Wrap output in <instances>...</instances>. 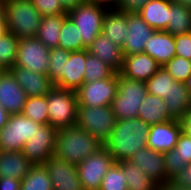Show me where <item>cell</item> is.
Returning a JSON list of instances; mask_svg holds the SVG:
<instances>
[{"mask_svg":"<svg viewBox=\"0 0 191 190\" xmlns=\"http://www.w3.org/2000/svg\"><path fill=\"white\" fill-rule=\"evenodd\" d=\"M67 14L43 16L37 38L49 49L59 45L60 30Z\"/></svg>","mask_w":191,"mask_h":190,"instance_id":"f1b7e54d","label":"cell"},{"mask_svg":"<svg viewBox=\"0 0 191 190\" xmlns=\"http://www.w3.org/2000/svg\"><path fill=\"white\" fill-rule=\"evenodd\" d=\"M173 3L181 4L187 6L189 9H191V0H171Z\"/></svg>","mask_w":191,"mask_h":190,"instance_id":"f5cc1de1","label":"cell"},{"mask_svg":"<svg viewBox=\"0 0 191 190\" xmlns=\"http://www.w3.org/2000/svg\"><path fill=\"white\" fill-rule=\"evenodd\" d=\"M49 51L37 37L19 39L14 65L48 75Z\"/></svg>","mask_w":191,"mask_h":190,"instance_id":"8fae6325","label":"cell"},{"mask_svg":"<svg viewBox=\"0 0 191 190\" xmlns=\"http://www.w3.org/2000/svg\"><path fill=\"white\" fill-rule=\"evenodd\" d=\"M115 163L104 146L80 162L76 167L84 190H99L105 174Z\"/></svg>","mask_w":191,"mask_h":190,"instance_id":"9c48e42d","label":"cell"},{"mask_svg":"<svg viewBox=\"0 0 191 190\" xmlns=\"http://www.w3.org/2000/svg\"><path fill=\"white\" fill-rule=\"evenodd\" d=\"M166 32L174 36L191 32V9L185 5L171 2Z\"/></svg>","mask_w":191,"mask_h":190,"instance_id":"f546056e","label":"cell"},{"mask_svg":"<svg viewBox=\"0 0 191 190\" xmlns=\"http://www.w3.org/2000/svg\"><path fill=\"white\" fill-rule=\"evenodd\" d=\"M146 95L145 82L131 80L118 73V90L111 103L117 120L138 118L139 108Z\"/></svg>","mask_w":191,"mask_h":190,"instance_id":"277c9868","label":"cell"},{"mask_svg":"<svg viewBox=\"0 0 191 190\" xmlns=\"http://www.w3.org/2000/svg\"><path fill=\"white\" fill-rule=\"evenodd\" d=\"M6 0H0V20H5Z\"/></svg>","mask_w":191,"mask_h":190,"instance_id":"816d5d0a","label":"cell"},{"mask_svg":"<svg viewBox=\"0 0 191 190\" xmlns=\"http://www.w3.org/2000/svg\"><path fill=\"white\" fill-rule=\"evenodd\" d=\"M19 38L9 31L0 36V68L9 70L17 58Z\"/></svg>","mask_w":191,"mask_h":190,"instance_id":"e575fe53","label":"cell"},{"mask_svg":"<svg viewBox=\"0 0 191 190\" xmlns=\"http://www.w3.org/2000/svg\"><path fill=\"white\" fill-rule=\"evenodd\" d=\"M138 118L144 120L149 125L173 120L167 111L164 100L153 94H147L145 96L139 108Z\"/></svg>","mask_w":191,"mask_h":190,"instance_id":"83f0119b","label":"cell"},{"mask_svg":"<svg viewBox=\"0 0 191 190\" xmlns=\"http://www.w3.org/2000/svg\"><path fill=\"white\" fill-rule=\"evenodd\" d=\"M21 180L16 178L0 177V190H20Z\"/></svg>","mask_w":191,"mask_h":190,"instance_id":"f6af8a7d","label":"cell"},{"mask_svg":"<svg viewBox=\"0 0 191 190\" xmlns=\"http://www.w3.org/2000/svg\"><path fill=\"white\" fill-rule=\"evenodd\" d=\"M124 171L128 190H157L159 186L129 160L118 162Z\"/></svg>","mask_w":191,"mask_h":190,"instance_id":"4dcf8cb0","label":"cell"},{"mask_svg":"<svg viewBox=\"0 0 191 190\" xmlns=\"http://www.w3.org/2000/svg\"><path fill=\"white\" fill-rule=\"evenodd\" d=\"M42 16L67 14L60 0H31Z\"/></svg>","mask_w":191,"mask_h":190,"instance_id":"60d3db41","label":"cell"},{"mask_svg":"<svg viewBox=\"0 0 191 190\" xmlns=\"http://www.w3.org/2000/svg\"><path fill=\"white\" fill-rule=\"evenodd\" d=\"M102 147L94 136L74 125L57 129L53 156L77 166Z\"/></svg>","mask_w":191,"mask_h":190,"instance_id":"7a4b0ae2","label":"cell"},{"mask_svg":"<svg viewBox=\"0 0 191 190\" xmlns=\"http://www.w3.org/2000/svg\"><path fill=\"white\" fill-rule=\"evenodd\" d=\"M128 36L122 47L123 56L143 53L155 30L137 12L127 13Z\"/></svg>","mask_w":191,"mask_h":190,"instance_id":"2e32d148","label":"cell"},{"mask_svg":"<svg viewBox=\"0 0 191 190\" xmlns=\"http://www.w3.org/2000/svg\"><path fill=\"white\" fill-rule=\"evenodd\" d=\"M107 9V7L84 1L67 12V16L78 28L86 49L102 33L103 19Z\"/></svg>","mask_w":191,"mask_h":190,"instance_id":"52a82bcc","label":"cell"},{"mask_svg":"<svg viewBox=\"0 0 191 190\" xmlns=\"http://www.w3.org/2000/svg\"><path fill=\"white\" fill-rule=\"evenodd\" d=\"M102 33L122 48L128 36L127 12L116 8L107 9L103 19Z\"/></svg>","mask_w":191,"mask_h":190,"instance_id":"cb8c5ba5","label":"cell"},{"mask_svg":"<svg viewBox=\"0 0 191 190\" xmlns=\"http://www.w3.org/2000/svg\"><path fill=\"white\" fill-rule=\"evenodd\" d=\"M43 165L52 182V190H84L75 165L55 156L48 158Z\"/></svg>","mask_w":191,"mask_h":190,"instance_id":"4fadbf2b","label":"cell"},{"mask_svg":"<svg viewBox=\"0 0 191 190\" xmlns=\"http://www.w3.org/2000/svg\"><path fill=\"white\" fill-rule=\"evenodd\" d=\"M175 55L191 60V32L174 36Z\"/></svg>","mask_w":191,"mask_h":190,"instance_id":"b9f144b4","label":"cell"},{"mask_svg":"<svg viewBox=\"0 0 191 190\" xmlns=\"http://www.w3.org/2000/svg\"><path fill=\"white\" fill-rule=\"evenodd\" d=\"M27 95L9 70L0 73V106L9 115L21 114Z\"/></svg>","mask_w":191,"mask_h":190,"instance_id":"e0dca14e","label":"cell"},{"mask_svg":"<svg viewBox=\"0 0 191 190\" xmlns=\"http://www.w3.org/2000/svg\"><path fill=\"white\" fill-rule=\"evenodd\" d=\"M84 83L108 79L116 72L98 57L93 56L86 49Z\"/></svg>","mask_w":191,"mask_h":190,"instance_id":"836d02e7","label":"cell"},{"mask_svg":"<svg viewBox=\"0 0 191 190\" xmlns=\"http://www.w3.org/2000/svg\"><path fill=\"white\" fill-rule=\"evenodd\" d=\"M57 129L49 123L41 125L30 140L25 142L22 152L33 164H44L53 156L56 142Z\"/></svg>","mask_w":191,"mask_h":190,"instance_id":"7c38bea8","label":"cell"},{"mask_svg":"<svg viewBox=\"0 0 191 190\" xmlns=\"http://www.w3.org/2000/svg\"><path fill=\"white\" fill-rule=\"evenodd\" d=\"M164 102L170 116L173 119L181 120L191 109V96L185 83L174 81Z\"/></svg>","mask_w":191,"mask_h":190,"instance_id":"4316f807","label":"cell"},{"mask_svg":"<svg viewBox=\"0 0 191 190\" xmlns=\"http://www.w3.org/2000/svg\"><path fill=\"white\" fill-rule=\"evenodd\" d=\"M116 122L117 118L111 106H78L75 125L94 136L102 144L109 139Z\"/></svg>","mask_w":191,"mask_h":190,"instance_id":"8992f818","label":"cell"},{"mask_svg":"<svg viewBox=\"0 0 191 190\" xmlns=\"http://www.w3.org/2000/svg\"><path fill=\"white\" fill-rule=\"evenodd\" d=\"M149 1L150 0H117L116 9L127 13L138 12Z\"/></svg>","mask_w":191,"mask_h":190,"instance_id":"ee69618b","label":"cell"},{"mask_svg":"<svg viewBox=\"0 0 191 190\" xmlns=\"http://www.w3.org/2000/svg\"><path fill=\"white\" fill-rule=\"evenodd\" d=\"M118 90V73L108 79L83 83L77 90L78 106H111Z\"/></svg>","mask_w":191,"mask_h":190,"instance_id":"30bf717a","label":"cell"},{"mask_svg":"<svg viewBox=\"0 0 191 190\" xmlns=\"http://www.w3.org/2000/svg\"><path fill=\"white\" fill-rule=\"evenodd\" d=\"M170 183L178 187L191 189V163L187 164L182 171L174 175L170 179Z\"/></svg>","mask_w":191,"mask_h":190,"instance_id":"7bdbcfd3","label":"cell"},{"mask_svg":"<svg viewBox=\"0 0 191 190\" xmlns=\"http://www.w3.org/2000/svg\"><path fill=\"white\" fill-rule=\"evenodd\" d=\"M162 67L175 81L185 82L191 75V60L176 55Z\"/></svg>","mask_w":191,"mask_h":190,"instance_id":"ab89813d","label":"cell"},{"mask_svg":"<svg viewBox=\"0 0 191 190\" xmlns=\"http://www.w3.org/2000/svg\"><path fill=\"white\" fill-rule=\"evenodd\" d=\"M171 0H150L137 13L155 31H166Z\"/></svg>","mask_w":191,"mask_h":190,"instance_id":"484cf974","label":"cell"},{"mask_svg":"<svg viewBox=\"0 0 191 190\" xmlns=\"http://www.w3.org/2000/svg\"><path fill=\"white\" fill-rule=\"evenodd\" d=\"M8 116L7 111L0 106V130L7 123Z\"/></svg>","mask_w":191,"mask_h":190,"instance_id":"681fc988","label":"cell"},{"mask_svg":"<svg viewBox=\"0 0 191 190\" xmlns=\"http://www.w3.org/2000/svg\"><path fill=\"white\" fill-rule=\"evenodd\" d=\"M20 190H52V182L43 164L33 165L21 180Z\"/></svg>","mask_w":191,"mask_h":190,"instance_id":"1f68e13d","label":"cell"},{"mask_svg":"<svg viewBox=\"0 0 191 190\" xmlns=\"http://www.w3.org/2000/svg\"><path fill=\"white\" fill-rule=\"evenodd\" d=\"M8 31L5 20H0V36Z\"/></svg>","mask_w":191,"mask_h":190,"instance_id":"db71d44e","label":"cell"},{"mask_svg":"<svg viewBox=\"0 0 191 190\" xmlns=\"http://www.w3.org/2000/svg\"><path fill=\"white\" fill-rule=\"evenodd\" d=\"M69 55L70 52L64 50L63 48H50L48 76L54 84L62 77L65 66V58H69Z\"/></svg>","mask_w":191,"mask_h":190,"instance_id":"74e56055","label":"cell"},{"mask_svg":"<svg viewBox=\"0 0 191 190\" xmlns=\"http://www.w3.org/2000/svg\"><path fill=\"white\" fill-rule=\"evenodd\" d=\"M159 189L160 190H191V189H186V188L175 186L170 182H167L163 186H160Z\"/></svg>","mask_w":191,"mask_h":190,"instance_id":"f907efd6","label":"cell"},{"mask_svg":"<svg viewBox=\"0 0 191 190\" xmlns=\"http://www.w3.org/2000/svg\"><path fill=\"white\" fill-rule=\"evenodd\" d=\"M184 83H185L186 89L188 90L191 96V75L187 78V80Z\"/></svg>","mask_w":191,"mask_h":190,"instance_id":"11a10c76","label":"cell"},{"mask_svg":"<svg viewBox=\"0 0 191 190\" xmlns=\"http://www.w3.org/2000/svg\"><path fill=\"white\" fill-rule=\"evenodd\" d=\"M60 1H61L63 9L66 12H69L70 10L79 6L81 3H83L86 0H60Z\"/></svg>","mask_w":191,"mask_h":190,"instance_id":"bcb514c9","label":"cell"},{"mask_svg":"<svg viewBox=\"0 0 191 190\" xmlns=\"http://www.w3.org/2000/svg\"><path fill=\"white\" fill-rule=\"evenodd\" d=\"M183 131L191 136V109L187 114L181 119Z\"/></svg>","mask_w":191,"mask_h":190,"instance_id":"7dc6e473","label":"cell"},{"mask_svg":"<svg viewBox=\"0 0 191 190\" xmlns=\"http://www.w3.org/2000/svg\"><path fill=\"white\" fill-rule=\"evenodd\" d=\"M182 131L181 120L177 119L150 125L147 147L160 153L168 152L175 147Z\"/></svg>","mask_w":191,"mask_h":190,"instance_id":"5bb4252c","label":"cell"},{"mask_svg":"<svg viewBox=\"0 0 191 190\" xmlns=\"http://www.w3.org/2000/svg\"><path fill=\"white\" fill-rule=\"evenodd\" d=\"M86 1L107 7L108 9L116 8V6H117V0H86Z\"/></svg>","mask_w":191,"mask_h":190,"instance_id":"c3c4849f","label":"cell"},{"mask_svg":"<svg viewBox=\"0 0 191 190\" xmlns=\"http://www.w3.org/2000/svg\"><path fill=\"white\" fill-rule=\"evenodd\" d=\"M58 47L63 48L69 52L86 49L83 46L78 28L68 16L63 20V24L60 30Z\"/></svg>","mask_w":191,"mask_h":190,"instance_id":"d6a6232c","label":"cell"},{"mask_svg":"<svg viewBox=\"0 0 191 190\" xmlns=\"http://www.w3.org/2000/svg\"><path fill=\"white\" fill-rule=\"evenodd\" d=\"M122 167L115 163L105 174L99 190H128Z\"/></svg>","mask_w":191,"mask_h":190,"instance_id":"f35d334b","label":"cell"},{"mask_svg":"<svg viewBox=\"0 0 191 190\" xmlns=\"http://www.w3.org/2000/svg\"><path fill=\"white\" fill-rule=\"evenodd\" d=\"M87 50L90 54L106 63L116 73L121 72L124 60L122 48L114 44L110 38L105 37L103 33L92 41Z\"/></svg>","mask_w":191,"mask_h":190,"instance_id":"44dd1931","label":"cell"},{"mask_svg":"<svg viewBox=\"0 0 191 190\" xmlns=\"http://www.w3.org/2000/svg\"><path fill=\"white\" fill-rule=\"evenodd\" d=\"M41 124L22 114L8 116L7 123L0 130V151H22Z\"/></svg>","mask_w":191,"mask_h":190,"instance_id":"ba28073f","label":"cell"},{"mask_svg":"<svg viewBox=\"0 0 191 190\" xmlns=\"http://www.w3.org/2000/svg\"><path fill=\"white\" fill-rule=\"evenodd\" d=\"M47 95L27 97L21 114L41 125L49 123Z\"/></svg>","mask_w":191,"mask_h":190,"instance_id":"d590c367","label":"cell"},{"mask_svg":"<svg viewBox=\"0 0 191 190\" xmlns=\"http://www.w3.org/2000/svg\"><path fill=\"white\" fill-rule=\"evenodd\" d=\"M150 125L140 118L117 120L113 132L103 146L116 163L129 160L137 150L147 147Z\"/></svg>","mask_w":191,"mask_h":190,"instance_id":"6da1fadb","label":"cell"},{"mask_svg":"<svg viewBox=\"0 0 191 190\" xmlns=\"http://www.w3.org/2000/svg\"><path fill=\"white\" fill-rule=\"evenodd\" d=\"M129 161L145 172L159 187L170 182L165 172V159L163 153L145 147L132 154Z\"/></svg>","mask_w":191,"mask_h":190,"instance_id":"9a60e30c","label":"cell"},{"mask_svg":"<svg viewBox=\"0 0 191 190\" xmlns=\"http://www.w3.org/2000/svg\"><path fill=\"white\" fill-rule=\"evenodd\" d=\"M78 105L76 91L54 86L47 94L49 124L56 129L74 126Z\"/></svg>","mask_w":191,"mask_h":190,"instance_id":"5b68a950","label":"cell"},{"mask_svg":"<svg viewBox=\"0 0 191 190\" xmlns=\"http://www.w3.org/2000/svg\"><path fill=\"white\" fill-rule=\"evenodd\" d=\"M160 65L147 53L124 56L120 74L128 79L146 82Z\"/></svg>","mask_w":191,"mask_h":190,"instance_id":"d6986e66","label":"cell"},{"mask_svg":"<svg viewBox=\"0 0 191 190\" xmlns=\"http://www.w3.org/2000/svg\"><path fill=\"white\" fill-rule=\"evenodd\" d=\"M174 81V78L163 67H160V69L145 82L147 94H153L165 100L171 91Z\"/></svg>","mask_w":191,"mask_h":190,"instance_id":"8d00e7d4","label":"cell"},{"mask_svg":"<svg viewBox=\"0 0 191 190\" xmlns=\"http://www.w3.org/2000/svg\"><path fill=\"white\" fill-rule=\"evenodd\" d=\"M85 61L86 49L70 52L69 58H65L63 75L54 86L76 91L84 83Z\"/></svg>","mask_w":191,"mask_h":190,"instance_id":"ffe728a7","label":"cell"},{"mask_svg":"<svg viewBox=\"0 0 191 190\" xmlns=\"http://www.w3.org/2000/svg\"><path fill=\"white\" fill-rule=\"evenodd\" d=\"M147 53L162 67L175 56L174 35L166 31H155L146 42Z\"/></svg>","mask_w":191,"mask_h":190,"instance_id":"603a6c76","label":"cell"},{"mask_svg":"<svg viewBox=\"0 0 191 190\" xmlns=\"http://www.w3.org/2000/svg\"><path fill=\"white\" fill-rule=\"evenodd\" d=\"M32 166L22 151H0V177L22 180Z\"/></svg>","mask_w":191,"mask_h":190,"instance_id":"d4e9b609","label":"cell"},{"mask_svg":"<svg viewBox=\"0 0 191 190\" xmlns=\"http://www.w3.org/2000/svg\"><path fill=\"white\" fill-rule=\"evenodd\" d=\"M9 71L23 88L27 97L46 96L54 87V83L46 74L33 72L23 67L12 66Z\"/></svg>","mask_w":191,"mask_h":190,"instance_id":"ac0fdd59","label":"cell"},{"mask_svg":"<svg viewBox=\"0 0 191 190\" xmlns=\"http://www.w3.org/2000/svg\"><path fill=\"white\" fill-rule=\"evenodd\" d=\"M42 18L31 0H6V26L19 39L37 37Z\"/></svg>","mask_w":191,"mask_h":190,"instance_id":"3957f363","label":"cell"},{"mask_svg":"<svg viewBox=\"0 0 191 190\" xmlns=\"http://www.w3.org/2000/svg\"><path fill=\"white\" fill-rule=\"evenodd\" d=\"M165 172L169 179L191 163V136L181 132L175 147L163 153Z\"/></svg>","mask_w":191,"mask_h":190,"instance_id":"7402d4cb","label":"cell"}]
</instances>
